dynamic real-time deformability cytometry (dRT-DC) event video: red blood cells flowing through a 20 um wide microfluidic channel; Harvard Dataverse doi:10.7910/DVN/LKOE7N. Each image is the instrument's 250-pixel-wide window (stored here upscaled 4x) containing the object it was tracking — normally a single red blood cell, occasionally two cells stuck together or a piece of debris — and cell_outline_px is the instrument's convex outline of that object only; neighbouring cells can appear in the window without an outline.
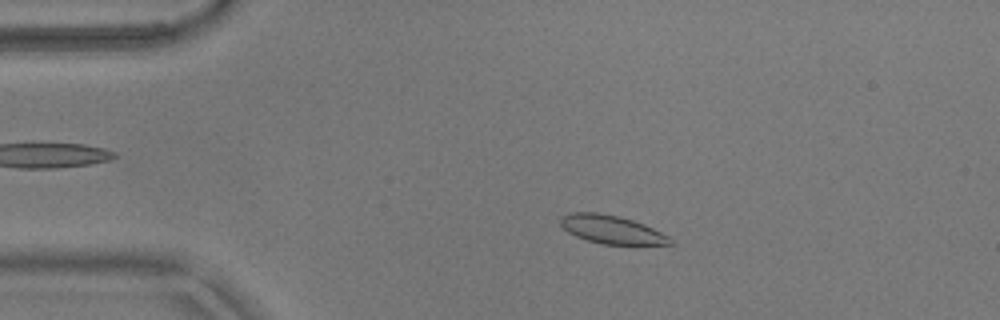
{"species": "common noctule bat (a hibernating species)", "species_latin": "Nyctalus noctula", "temperature_condition": "warm", "stored_images_in_passage": 54, "camera_frame_rate_fps": 3000, "um_per_image_px": 0.085, "animal": {"sex": "male", "body_mass_g": 17.9}, "frame": {"image": 1, "passage_image": 10, "time_ms": 3.0, "image_size_px": [1000, 320], "cell_outline_px": [[672, 244], [600, 244], [576, 236], [568, 232], [560, 224], [560, 216], [572, 212], [596, 212], [620, 216], [644, 224], [668, 236], [672, 240]], "centroid_in_image_um": [51.94, 19.49], "position_along_channel_um": 33.1, "area_um2": 17.92}}
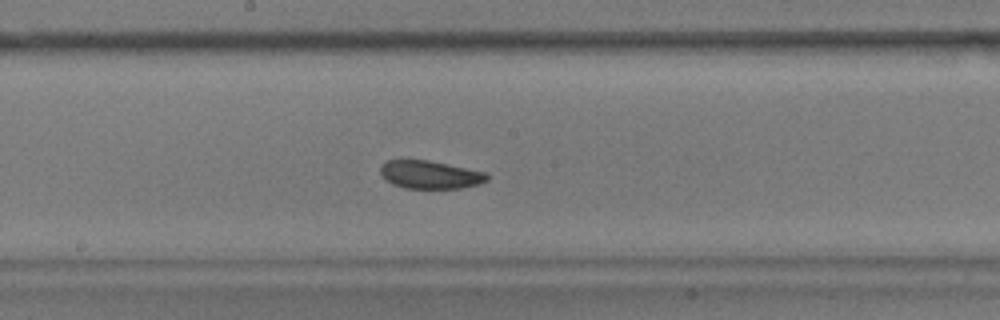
{"frame": {"image": 2, "passage_image": 28, "time_ms": 9.0, "image_size_px": [1000, 320], "cell_outline_px": [[488, 180], [480, 184], [460, 188], [404, 188], [392, 184], [384, 180], [380, 172], [380, 168], [384, 160], [428, 160], [488, 172]], "centroid_in_image_um": [36.55, 14.84], "position_along_channel_um": 211.6, "area_um2": 17.63}}
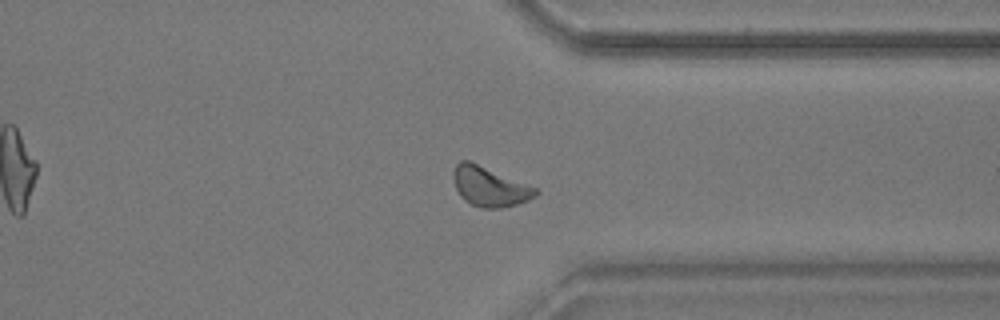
{"frame": {"image": 3, "passage_image": 41, "time_ms": 13.333, "image_size_px": [1000, 320], "cell_outline_px": [[540, 192], [536, 196], [528, 200], [516, 204], [500, 208], [480, 208], [464, 200], [460, 196], [456, 188], [452, 176], [452, 172], [456, 164], [460, 160], [468, 160], [536, 188]], "centroid_in_image_um": [41.58, 15.87], "position_along_channel_um": 369.8, "area_um2": 18.79}, "authors_computed_cell_mechanics": {"area_um2": 18.1492, "velocity_mm_per_s": 3.6915, "shape_relaxation_time_tau1_ms": 3.0141, "shape_relaxation_time_tau2_ms": 2.9431, "deformation_change_tau1": 0.0867, "deformation_change_tau2": 0.0898}}